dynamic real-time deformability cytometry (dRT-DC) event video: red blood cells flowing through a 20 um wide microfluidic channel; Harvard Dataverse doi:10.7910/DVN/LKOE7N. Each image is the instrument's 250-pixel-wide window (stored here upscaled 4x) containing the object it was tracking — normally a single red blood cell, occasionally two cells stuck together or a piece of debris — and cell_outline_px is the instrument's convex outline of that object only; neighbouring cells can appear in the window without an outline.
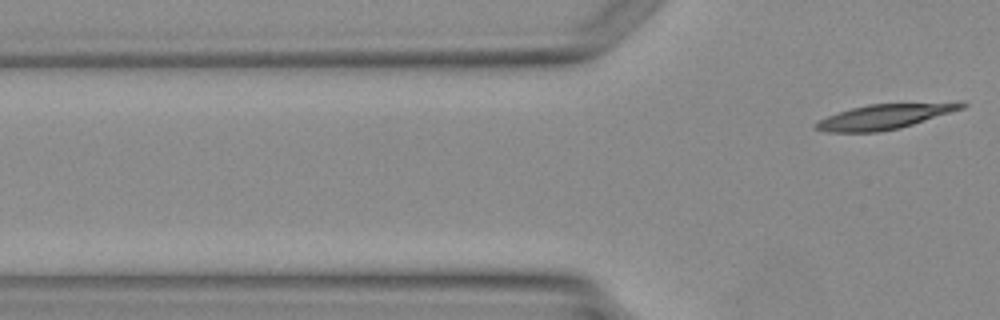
{"species": "Egyptian fruit bat (a non-hibernating species)", "species_latin": "Rousettus aegyptiacus", "temperature_condition": "warm", "stored_images_in_passage": 3, "camera_frame_rate_fps": 3000, "um_per_image_px": 0.085, "animal": {"sex": "female"}, "frame": {"image": 1, "passage_image": 3, "time_ms": 2.333, "image_size_px": [1000, 320], "cell_outline_px": [[968, 104], [964, 108], [900, 128], [876, 132], [828, 132], [812, 128], [812, 124], [828, 116], [852, 108], [868, 104]], "centroid_in_image_um": [75.01, 9.95], "position_along_channel_um": 50.8, "area_um2": 20.29}}